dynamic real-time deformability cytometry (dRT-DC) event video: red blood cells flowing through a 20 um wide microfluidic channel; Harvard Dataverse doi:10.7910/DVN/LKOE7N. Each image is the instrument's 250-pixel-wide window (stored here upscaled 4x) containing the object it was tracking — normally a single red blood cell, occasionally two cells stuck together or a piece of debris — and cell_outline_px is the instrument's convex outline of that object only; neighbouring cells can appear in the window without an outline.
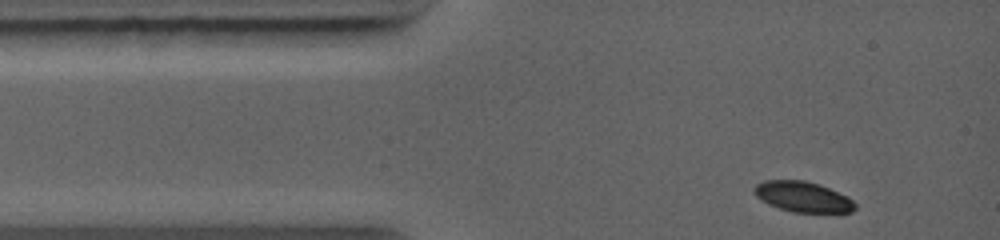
{"species": "common noctule bat (a hibernating species)", "species_latin": "Nyctalus noctula", "temperature_condition": "warm", "stored_images_in_passage": 15, "camera_frame_rate_fps": 5000, "um_per_image_px": 0.085, "animal": {"sex": "female", "body_mass_g": 19.0, "forearm_length_mm": 56.7}, "frame": {"image": 1, "passage_image": 1, "time_ms": 0.0, "image_size_px": [1000, 240], "cell_outline_px": [[856, 208], [852, 212], [792, 212], [768, 204], [756, 196], [752, 192], [752, 188], [756, 184], [764, 180], [804, 180], [828, 188], [848, 196], [856, 204]], "centroid_in_image_um": [68.21, 16.72], "position_along_channel_um": 16.8, "area_um2": 17.86}}
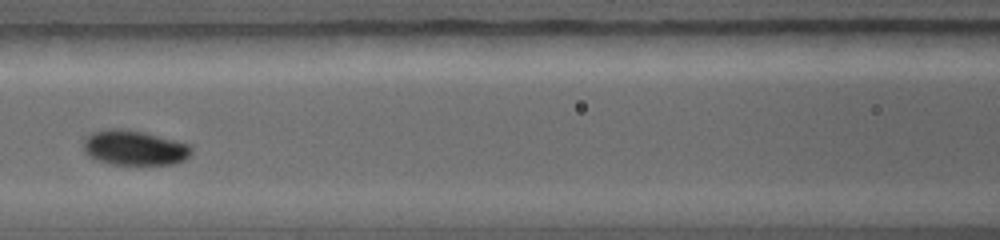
{"frame": {"image": 2, "passage_image": 7, "time_ms": 3.8, "image_size_px": [1000, 240], "cell_outline_px": [[192, 152], [184, 160], [176, 164], [108, 164], [96, 160], [88, 156], [84, 152], [84, 140], [92, 132], [108, 128], [120, 128], [144, 132], [192, 144]], "centroid_in_image_um": [11.43, 12.56], "position_along_channel_um": 155.2, "area_um2": 22.2}}
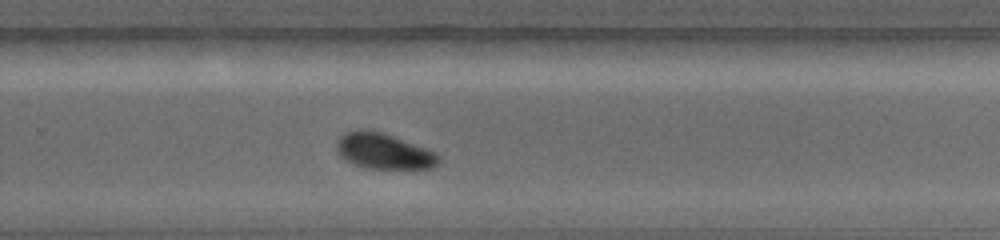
{"frame": {"image": 3, "passage_image": 15, "time_ms": 6.8, "image_size_px": [1000, 240], "cell_outline_px": [[440, 160], [432, 168], [368, 168], [356, 164], [340, 156], [336, 152], [336, 140], [344, 132], [360, 128], [364, 128], [384, 132], [436, 152], [440, 156]], "centroid_in_image_um": [32.58, 12.81], "position_along_channel_um": 297.2, "area_um2": 21.33}}